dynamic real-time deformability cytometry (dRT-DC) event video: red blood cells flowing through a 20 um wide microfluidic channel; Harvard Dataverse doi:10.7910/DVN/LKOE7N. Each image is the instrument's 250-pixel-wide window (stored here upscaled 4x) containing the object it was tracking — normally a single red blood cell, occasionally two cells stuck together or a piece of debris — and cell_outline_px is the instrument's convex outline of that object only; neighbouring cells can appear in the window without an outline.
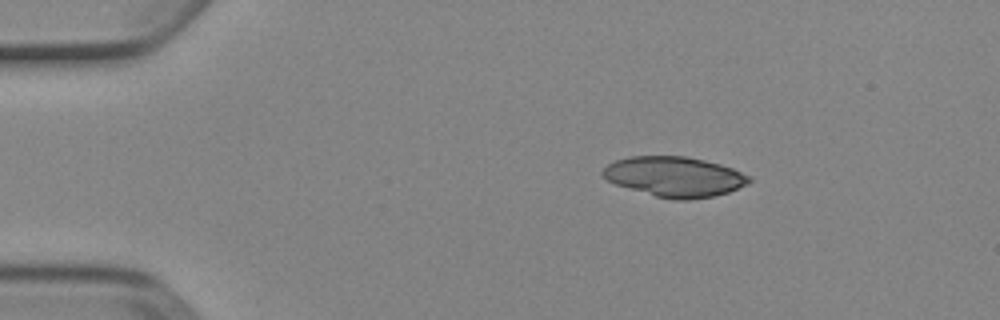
{"species": "Egyptian fruit bat (a non-hibernating species)", "species_latin": "Rousettus aegyptiacus", "temperature_condition": "cold", "stored_images_in_passage": 4, "camera_frame_rate_fps": 3000, "um_per_image_px": 0.085, "animal": {"sex": "female"}, "frame": {"image": 1, "passage_image": 2, "time_ms": 0.333, "image_size_px": [1000, 320], "cell_outline_px": [[752, 180], [748, 184], [728, 192], [716, 196], [688, 200], [676, 200], [656, 196], [616, 184], [608, 180], [600, 172], [608, 164], [616, 160], [628, 156], [684, 156], [704, 160], [720, 164], [732, 168], [752, 176]], "centroid_in_image_um": [57.37, 15.02], "position_along_channel_um": 27.6, "area_um2": 34.16}}